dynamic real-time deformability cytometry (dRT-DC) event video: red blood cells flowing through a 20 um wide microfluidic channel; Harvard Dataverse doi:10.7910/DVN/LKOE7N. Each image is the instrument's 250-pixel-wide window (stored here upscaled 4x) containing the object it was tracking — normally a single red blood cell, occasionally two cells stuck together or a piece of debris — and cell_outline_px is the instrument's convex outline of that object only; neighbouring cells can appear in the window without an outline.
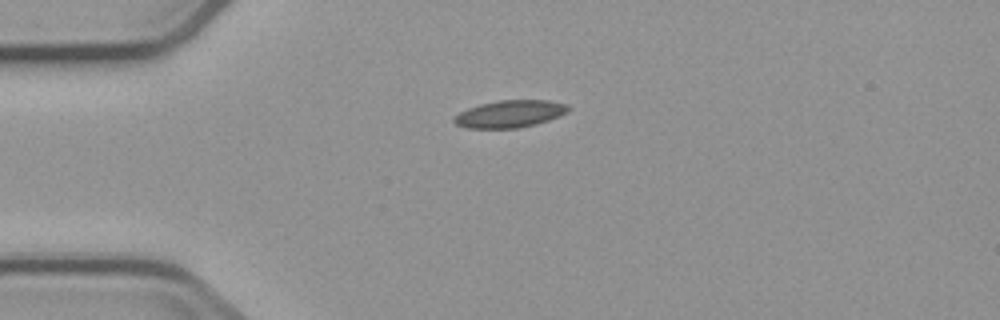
{"species": "common noctule bat (a hibernating species)", "species_latin": "Nyctalus noctula", "temperature_condition": "cold", "stored_images_in_passage": 2, "camera_frame_rate_fps": 3000, "um_per_image_px": 0.085, "animal": {"sex": "male", "body_mass_g": 23.1, "forearm_length_mm": 52.7}, "frame": {"image": 1, "passage_image": 1, "time_ms": 0.0, "image_size_px": [1000, 320], "cell_outline_px": [[572, 108], [568, 112], [560, 116], [536, 124], [516, 128], [468, 128], [456, 124], [452, 120], [460, 112], [468, 108], [480, 104], [496, 100], [548, 100], [568, 104]], "centroid_in_image_um": [43.38, 9.67], "position_along_channel_um": 41.6, "area_um2": 18.21}}